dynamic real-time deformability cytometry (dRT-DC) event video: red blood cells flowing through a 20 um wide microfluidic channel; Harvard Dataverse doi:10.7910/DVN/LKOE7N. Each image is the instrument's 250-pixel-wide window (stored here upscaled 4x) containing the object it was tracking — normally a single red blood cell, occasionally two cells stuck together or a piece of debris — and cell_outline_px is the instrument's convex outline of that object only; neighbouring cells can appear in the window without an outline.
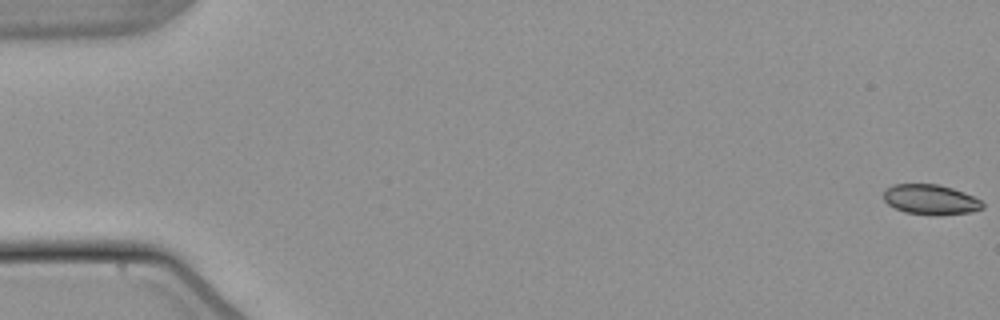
{"species": "common noctule bat (a hibernating species)", "species_latin": "Nyctalus noctula", "temperature_condition": "warm", "stored_images_in_passage": 55, "camera_frame_rate_fps": 3000, "um_per_image_px": 0.085, "animal": {"sex": "male", "body_mass_g": 21.5, "forearm_length_mm": 52.0}, "frame": {"image": 1, "passage_image": 1, "time_ms": 0.0, "image_size_px": [1000, 320], "cell_outline_px": [[984, 208], [972, 212], [940, 216], [936, 216], [904, 212], [888, 204], [884, 200], [884, 192], [892, 184], [940, 184], [964, 192], [980, 200], [984, 204]], "centroid_in_image_um": [79.13, 16.97], "position_along_channel_um": 5.9, "area_um2": 17.51}}
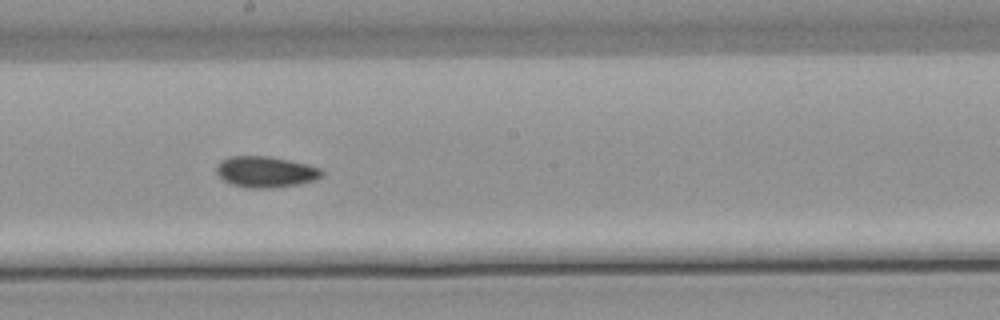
{"frame": {"image": 2, "passage_image": 31, "time_ms": 10.0, "image_size_px": [1000, 320], "cell_outline_px": [[324, 172], [320, 176], [312, 180], [296, 184], [268, 188], [248, 188], [232, 184], [224, 180], [216, 172], [216, 164], [220, 160], [228, 156], [268, 156], [308, 164], [320, 168]], "centroid_in_image_um": [22.52, 14.59], "position_along_channel_um": 225.7, "area_um2": 18.9}}
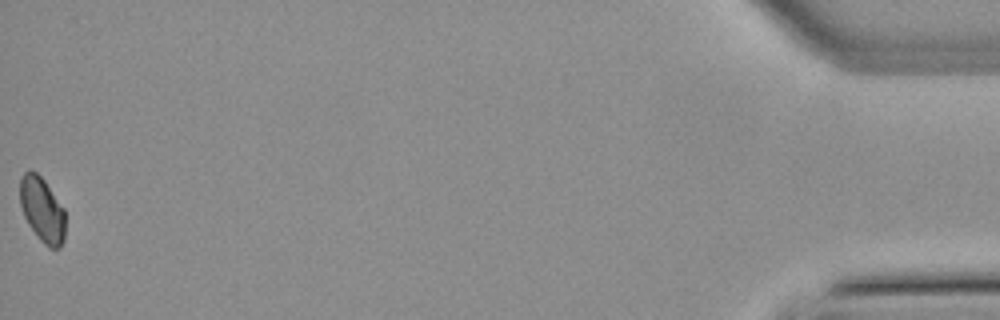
{"frame": {"image": 3, "passage_image": 55, "time_ms": 18.0, "image_size_px": [1000, 320], "cell_outline_px": [[64, 240], [60, 248], [48, 248], [40, 240], [28, 224], [24, 216], [20, 204], [20, 176], [24, 172], [36, 172], [44, 180], [64, 208]], "centroid_in_image_um": [3.58, 17.84], "position_along_channel_um": 431.6, "area_um2": 17.05}}